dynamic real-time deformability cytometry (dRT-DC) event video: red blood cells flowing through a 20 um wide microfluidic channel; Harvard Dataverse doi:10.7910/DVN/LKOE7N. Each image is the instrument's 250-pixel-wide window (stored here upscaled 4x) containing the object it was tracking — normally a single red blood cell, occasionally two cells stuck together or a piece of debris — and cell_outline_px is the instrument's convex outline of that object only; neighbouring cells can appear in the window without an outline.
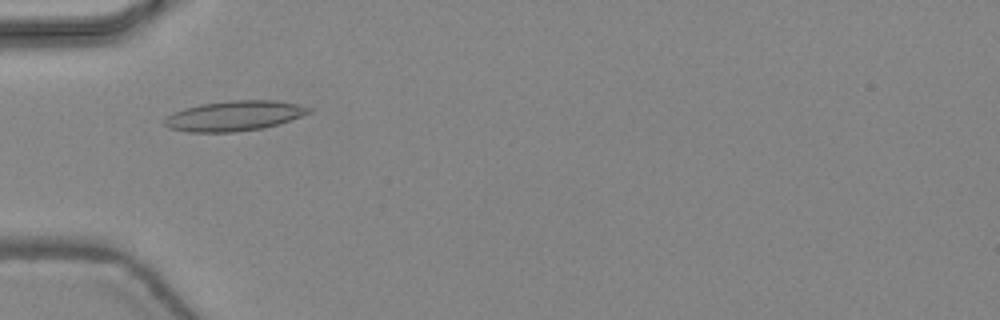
{"species": "common noctule bat (a hibernating species)", "species_latin": "Nyctalus noctula", "temperature_condition": "warm", "stored_images_in_passage": 45, "camera_frame_rate_fps": 3000, "um_per_image_px": 0.085, "animal": {"sex": "female", "body_mass_g": 24.6, "forearm_length_mm": 56.2}, "frame": {"image": 1, "passage_image": 14, "time_ms": 4.333, "image_size_px": [1000, 320], "cell_outline_px": [[316, 108], [312, 112], [264, 128], [236, 132], [188, 132], [168, 128], [164, 124], [164, 120], [172, 112], [184, 108], [200, 104], [232, 100], [276, 100], [300, 104]], "centroid_in_image_um": [19.93, 9.84], "position_along_channel_um": 65.1, "area_um2": 25.49}}
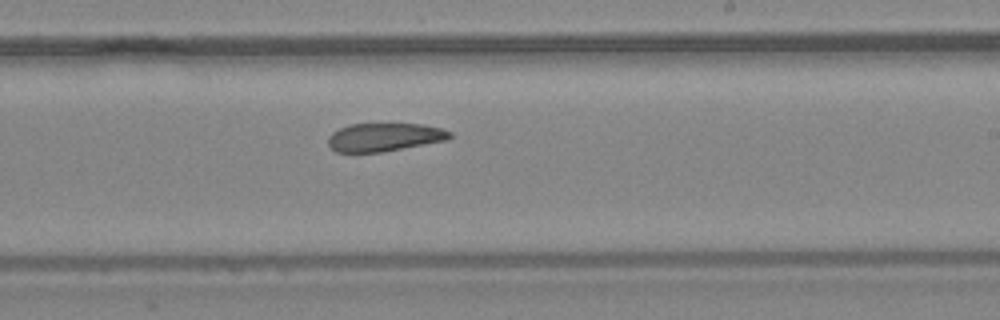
{"frame": {"image": 2, "passage_image": 27, "time_ms": 8.667, "image_size_px": [1000, 320], "cell_outline_px": [[452, 136], [448, 140], [380, 152], [336, 152], [328, 144], [328, 136], [332, 132], [348, 124], [424, 124], [440, 128], [452, 132]], "centroid_in_image_um": [32.67, 11.65], "position_along_channel_um": 256.3, "area_um2": 20.0}}
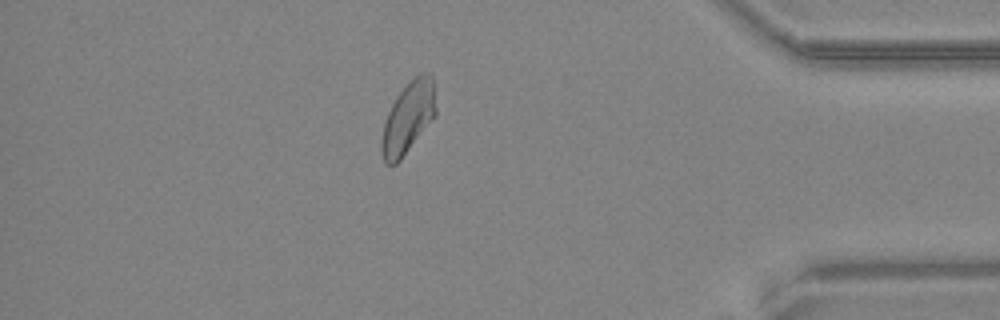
{"frame": {"image": 3, "passage_image": 39, "time_ms": 12.667, "image_size_px": [1000, 320], "cell_outline_px": [[436, 116], [400, 160], [396, 164], [388, 164], [384, 160], [380, 152], [380, 140], [384, 124], [388, 112], [396, 96], [420, 72], [432, 72], [436, 108]], "centroid_in_image_um": [34.7, 10.0], "position_along_channel_um": 400.5, "area_um2": 22.6}, "authors_computed_cell_mechanics": {"area_um2": 23.0044, "velocity_mm_per_s": 4.4678, "shape_relaxation_time_tau1_ms": null, "shape_relaxation_time_tau2_ms": 6.0873, "deformation_change_tau1": null, "deformation_change_tau2": 0.1377}}